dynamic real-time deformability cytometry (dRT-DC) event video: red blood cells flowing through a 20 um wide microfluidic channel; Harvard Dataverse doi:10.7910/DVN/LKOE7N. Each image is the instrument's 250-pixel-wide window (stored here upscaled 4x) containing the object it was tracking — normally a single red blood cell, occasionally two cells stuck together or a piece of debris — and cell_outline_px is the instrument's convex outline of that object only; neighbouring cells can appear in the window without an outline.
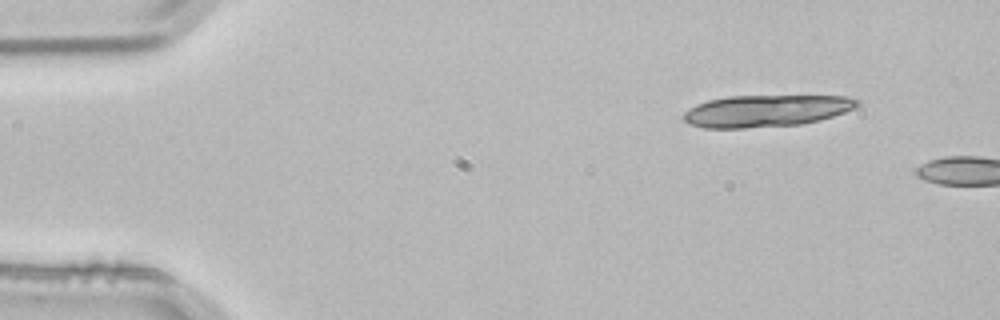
{"species": "common noctule bat (a hibernating species)", "species_latin": "Nyctalus noctula", "temperature_condition": "room temperature", "stored_images_in_passage": 4, "segment_of_instrument_passage": [1, 2], "camera_frame_rate_fps": 3000, "um_per_image_px": 0.085, "animal": {"sex": "male", "body_mass_g": 21.5, "forearm_length_mm": 52.0}, "frame": {"image": 1, "passage_image": 1, "time_ms": 0.0, "image_size_px": [1000, 320], "cell_outline_px": [[860, 104], [856, 108], [820, 120], [804, 124], [744, 128], [704, 128], [688, 124], [684, 120], [684, 112], [696, 104], [708, 100], [728, 96], [848, 96], [860, 100]], "centroid_in_image_um": [65.13, 9.42], "position_along_channel_um": 19.9, "area_um2": 32.43}}